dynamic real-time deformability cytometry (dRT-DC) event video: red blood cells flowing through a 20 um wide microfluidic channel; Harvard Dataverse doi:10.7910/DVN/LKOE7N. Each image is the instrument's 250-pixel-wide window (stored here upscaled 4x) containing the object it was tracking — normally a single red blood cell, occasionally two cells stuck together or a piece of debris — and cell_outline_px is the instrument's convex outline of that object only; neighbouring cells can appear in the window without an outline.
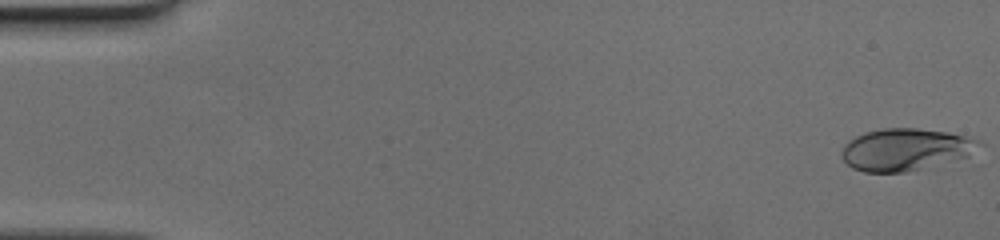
{"species": "human", "species_latin": "Homo sapiens", "temperature_condition": "cold", "stored_images_in_passage": 51, "camera_frame_rate_fps": 3000, "um_per_image_px": 0.085, "donor": {"sex": "female"}, "frame": {"image": 1, "passage_image": 1, "time_ms": 0.0, "image_size_px": [1000, 240], "cell_outline_px": [[984, 144], [968, 156], [904, 172], [864, 172], [852, 168], [840, 156], [840, 152], [844, 144], [848, 140], [864, 132], [884, 128], [916, 128], [948, 132], [980, 140]], "centroid_in_image_um": [76.93, 12.69], "position_along_channel_um": 8.1, "area_um2": 33.58}}
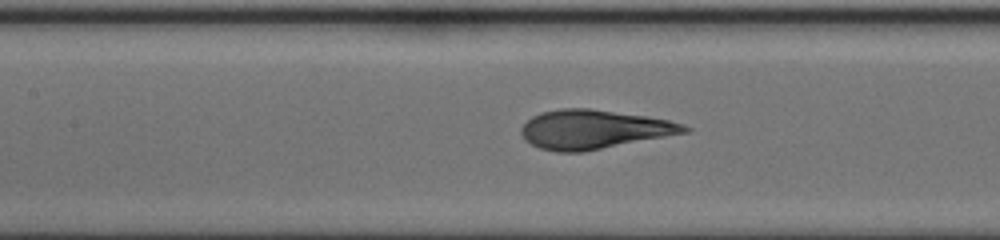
{"frame": {"image": 2, "passage_image": 24, "time_ms": 7.667, "image_size_px": [1000, 240], "cell_outline_px": [[692, 132], [584, 152], [556, 152], [540, 148], [524, 140], [520, 132], [520, 128], [532, 116], [540, 112], [560, 108], [588, 108], [644, 116], [668, 120], [684, 124], [692, 128]], "centroid_in_image_um": [50.49, 11.01], "position_along_channel_um": 156.9, "area_um2": 37.4}}
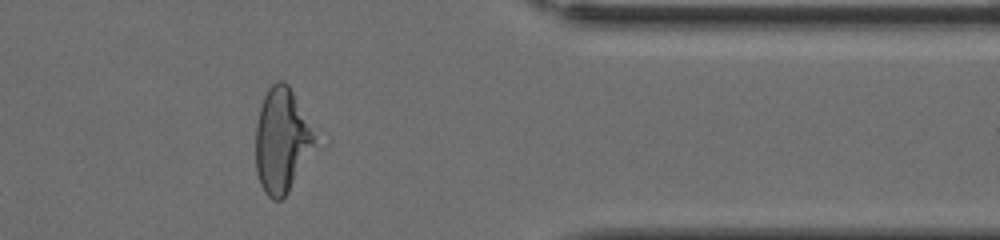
{"frame": {"image": 3, "passage_image": 42, "time_ms": 13.667, "image_size_px": [1000, 240], "cell_outline_px": [[328, 144], [288, 192], [280, 200], [272, 200], [264, 192], [260, 184], [256, 172], [256, 124], [260, 108], [264, 96], [268, 88], [276, 80], [284, 80], [288, 84]], "centroid_in_image_um": [24.17, 11.97], "position_along_channel_um": 387.2, "area_um2": 39.59}}